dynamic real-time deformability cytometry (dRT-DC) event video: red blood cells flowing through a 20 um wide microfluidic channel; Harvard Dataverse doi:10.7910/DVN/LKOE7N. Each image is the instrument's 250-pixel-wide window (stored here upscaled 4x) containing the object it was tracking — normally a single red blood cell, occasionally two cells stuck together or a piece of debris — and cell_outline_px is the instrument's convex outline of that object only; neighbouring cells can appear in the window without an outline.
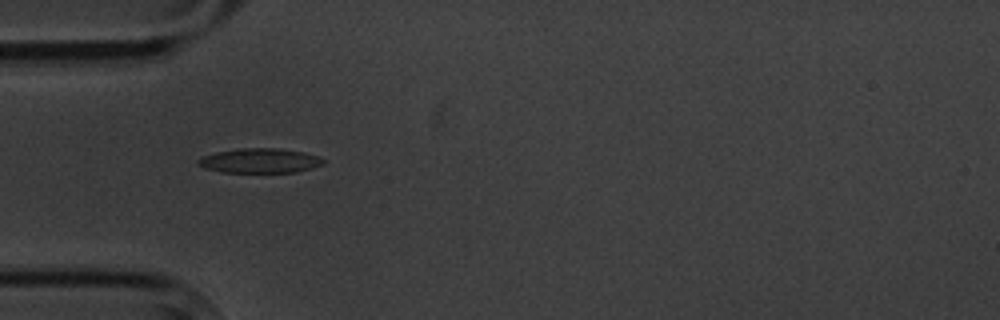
{"species": "common noctule bat (a hibernating species)", "species_latin": "Nyctalus noctula", "temperature_condition": "cold", "stored_images_in_passage": 6, "camera_frame_rate_fps": 3000, "um_per_image_px": 0.085, "animal": {"sex": "male", "body_mass_g": 20.1, "forearm_length_mm": 53.5}, "frame": {"image": 1, "passage_image": 5, "time_ms": 4.667, "image_size_px": [1000, 320], "cell_outline_px": [[324, 164], [312, 168], [296, 172], [220, 172], [204, 168], [196, 164], [196, 160], [200, 156], [216, 152], [240, 148], [280, 148], [304, 152], [316, 156], [324, 160]], "centroid_in_image_um": [22.03, 13.65], "position_along_channel_um": 63.0, "area_um2": 18.09}}
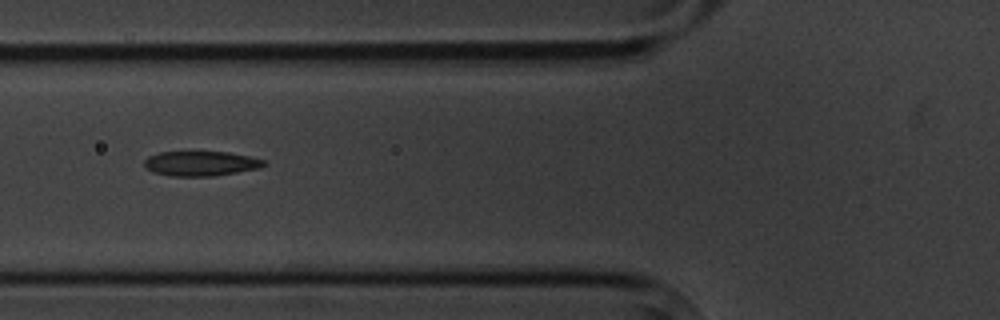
{"frame": {"image": 2, "passage_image": 6, "time_ms": 6.0, "image_size_px": [1000, 320], "cell_outline_px": [[268, 164], [260, 168], [212, 176], [172, 176], [152, 172], [144, 168], [144, 160], [148, 156], [160, 152], [228, 152], [248, 156], [264, 160]], "centroid_in_image_um": [17.04, 13.9], "position_along_channel_um": 108.8, "area_um2": 17.28}}